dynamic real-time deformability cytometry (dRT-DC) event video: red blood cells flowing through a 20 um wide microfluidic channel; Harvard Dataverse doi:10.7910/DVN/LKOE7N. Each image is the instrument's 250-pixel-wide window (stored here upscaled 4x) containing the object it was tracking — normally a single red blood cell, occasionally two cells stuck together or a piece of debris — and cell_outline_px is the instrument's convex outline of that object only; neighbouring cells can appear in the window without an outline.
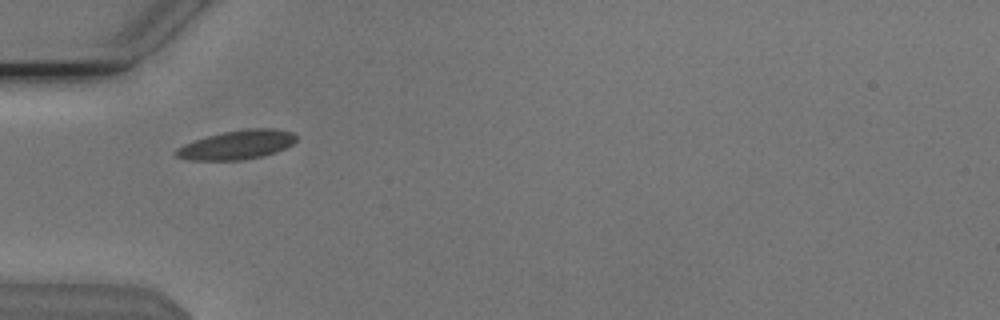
{"species": "Egyptian fruit bat (a non-hibernating species)", "species_latin": "Rousettus aegyptiacus", "temperature_condition": "cold", "stored_images_in_passage": 12, "camera_frame_rate_fps": 3000, "um_per_image_px": 0.085, "animal": {"sex": "male"}, "frame": {"image": 1, "passage_image": 1, "time_ms": 0.0, "image_size_px": [1000, 320], "cell_outline_px": [[296, 140], [292, 144], [284, 148], [260, 156], [240, 160], [188, 160], [176, 156], [172, 152], [176, 148], [184, 144], [208, 136], [224, 132], [248, 128], [272, 128], [292, 132], [296, 136]], "centroid_in_image_um": [20.1, 12.3], "position_along_channel_um": 64.9, "area_um2": 20.06}}
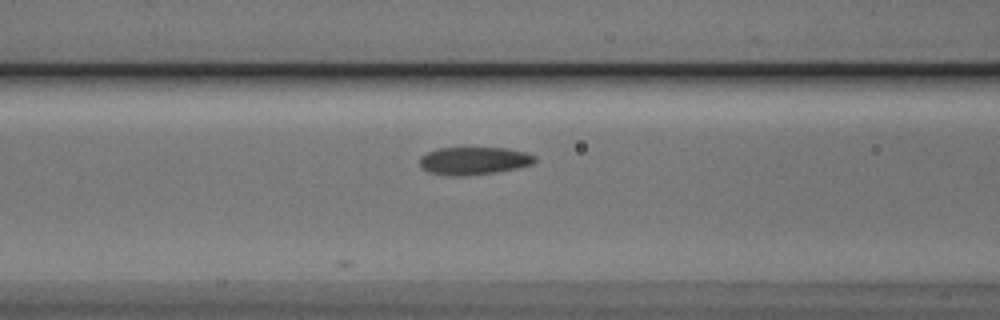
{"frame": {"image": 2, "passage_image": 6, "time_ms": 1.667, "image_size_px": [1000, 320], "cell_outline_px": [[536, 160], [532, 164], [516, 168], [496, 172], [468, 176], [448, 176], [428, 172], [420, 168], [420, 156], [428, 152], [440, 148], [508, 148], [524, 152], [536, 156]], "centroid_in_image_um": [40.25, 13.68], "position_along_channel_um": 126.4, "area_um2": 18.73}}
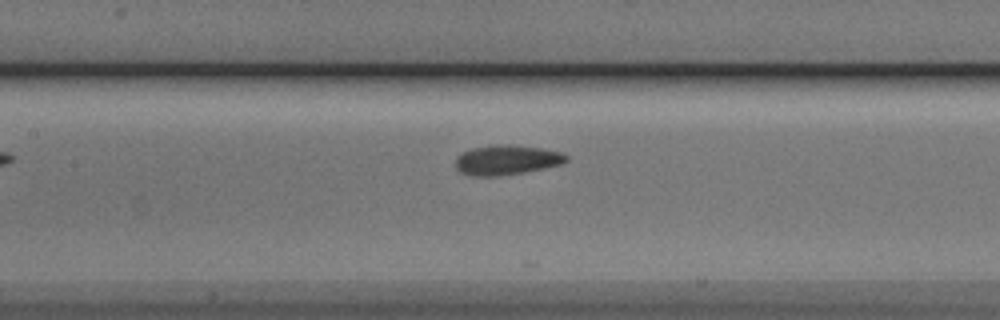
{"frame": {"image": 3, "passage_image": 9, "time_ms": 2.667, "image_size_px": [1000, 320], "cell_outline_px": [[568, 160], [564, 164], [524, 172], [496, 176], [472, 176], [460, 172], [456, 168], [456, 156], [472, 148], [496, 144], [508, 144], [540, 148], [560, 152], [568, 156]], "centroid_in_image_um": [43.07, 13.59], "position_along_channel_um": 164.3, "area_um2": 19.25}}